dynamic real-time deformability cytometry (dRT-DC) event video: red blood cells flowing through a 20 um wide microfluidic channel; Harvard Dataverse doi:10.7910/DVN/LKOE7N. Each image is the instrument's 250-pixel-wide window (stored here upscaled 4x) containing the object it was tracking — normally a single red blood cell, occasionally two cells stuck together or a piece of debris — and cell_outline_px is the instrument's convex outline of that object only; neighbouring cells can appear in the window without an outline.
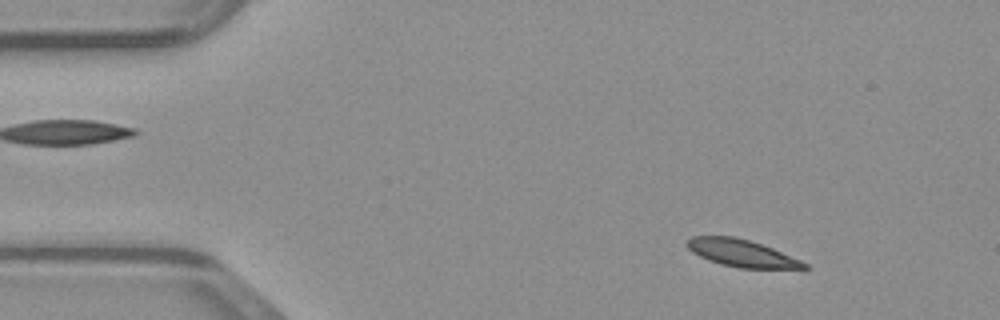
{"species": "common noctule bat (a hibernating species)", "species_latin": "Nyctalus noctula", "temperature_condition": "warm", "stored_images_in_passage": 48, "camera_frame_rate_fps": 3000, "um_per_image_px": 0.085, "animal": {"sex": "male", "body_mass_g": 23.1, "forearm_length_mm": 52.7}, "frame": {"image": 1, "passage_image": 6, "time_ms": 1.667, "image_size_px": [1000, 320], "cell_outline_px": [[812, 268], [740, 268], [720, 264], [708, 260], [692, 252], [684, 244], [692, 236], [736, 236], [772, 248], [800, 260], [808, 264]], "centroid_in_image_um": [63.0, 21.51], "position_along_channel_um": 22.0, "area_um2": 18.44}}
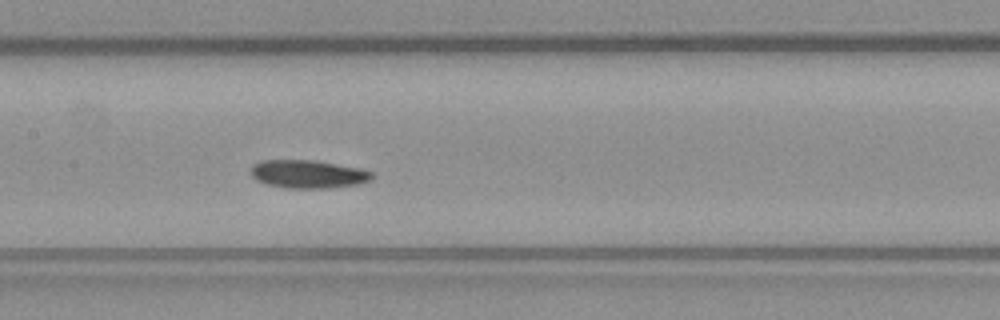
{"frame": {"image": 2, "passage_image": 23, "time_ms": 7.333, "image_size_px": [1000, 320], "cell_outline_px": [[376, 176], [372, 180], [356, 184], [328, 188], [284, 188], [264, 184], [256, 180], [252, 176], [248, 168], [252, 164], [260, 160], [316, 160], [360, 168], [372, 172]], "centroid_in_image_um": [26.14, 14.79], "position_along_channel_um": 181.3, "area_um2": 20.29}}
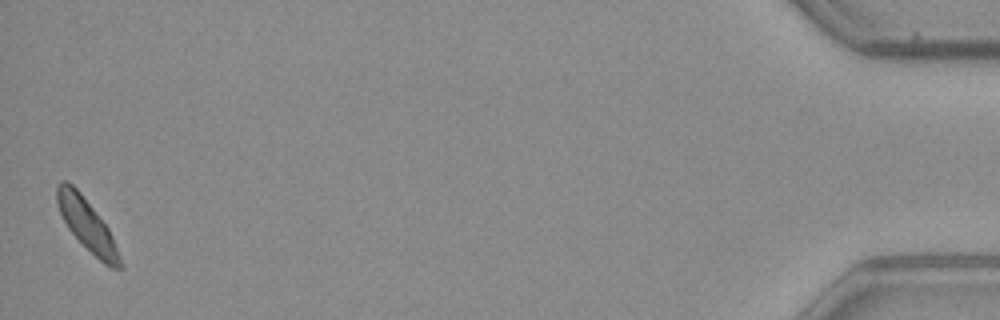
{"frame": {"image": 3, "passage_image": 48, "time_ms": 15.667, "image_size_px": [1000, 320], "cell_outline_px": [[124, 268], [112, 268], [104, 264], [68, 228], [60, 212], [56, 200], [56, 184], [60, 180], [64, 180], [72, 184], [80, 192], [108, 228], [112, 236], [120, 256]], "centroid_in_image_um": [7.38, 19.08], "position_along_channel_um": 427.8, "area_um2": 18.44}}